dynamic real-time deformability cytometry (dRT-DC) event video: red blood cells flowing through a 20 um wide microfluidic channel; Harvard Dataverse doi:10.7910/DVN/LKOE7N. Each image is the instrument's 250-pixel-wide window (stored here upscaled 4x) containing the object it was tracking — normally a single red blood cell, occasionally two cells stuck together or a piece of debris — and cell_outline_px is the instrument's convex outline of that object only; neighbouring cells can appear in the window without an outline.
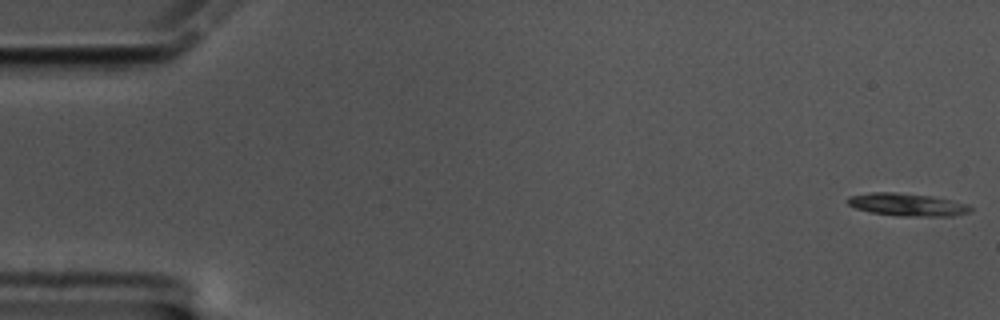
{"species": "common noctule bat (a hibernating species)", "species_latin": "Nyctalus noctula", "temperature_condition": "cold", "stored_images_in_passage": 60, "segment_of_instrument_passage": [1, 2], "camera_frame_rate_fps": 3000, "um_per_image_px": 0.085, "animal": {"sex": "male", "body_mass_g": 17.5, "forearm_length_mm": 52.3}, "frame": {"image": 1, "passage_image": 1, "time_ms": 0.0, "image_size_px": [1000, 320], "cell_outline_px": [[972, 208], [968, 212], [952, 216], [900, 216], [872, 212], [856, 208], [848, 204], [848, 196], [872, 192], [896, 192], [932, 196], [968, 204]], "centroid_in_image_um": [77.11, 17.39], "position_along_channel_um": 7.9, "area_um2": 16.07}}
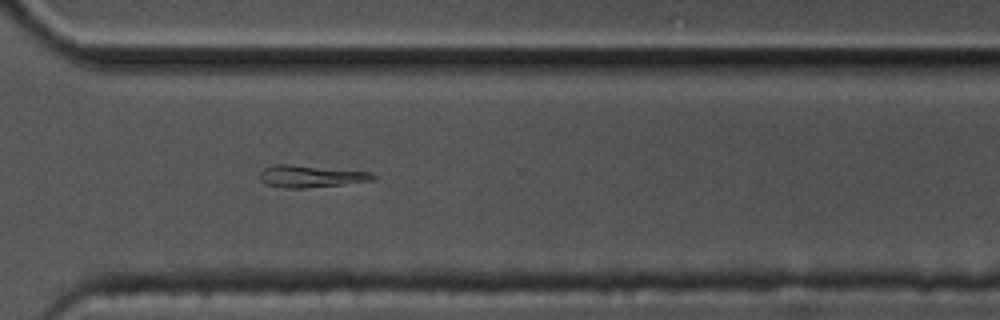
{"frame": {"image": 2, "passage_image": 43, "time_ms": 14.0, "image_size_px": [1000, 320], "cell_outline_px": [[376, 180], [304, 188], [284, 188], [264, 184], [260, 180], [260, 172], [264, 168], [272, 164], [288, 164], [372, 172], [376, 176]], "centroid_in_image_um": [26.38, 14.98], "position_along_channel_um": 344.2, "area_um2": 14.57}}
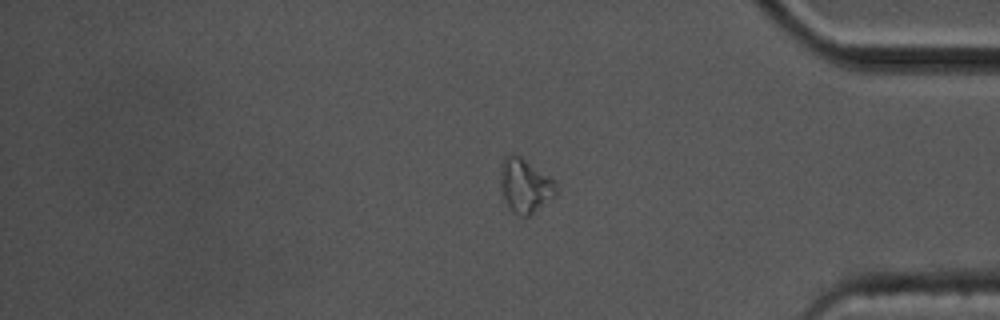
{"frame": {"image": 3, "passage_image": 49, "time_ms": 16.0, "image_size_px": [1000, 320], "cell_outline_px": [[556, 192], [552, 196], [528, 216], [520, 216], [512, 212], [508, 208], [504, 200], [500, 188], [500, 164], [504, 156], [512, 152], [520, 156], [552, 180], [556, 188]], "centroid_in_image_um": [44.51, 15.76], "position_along_channel_um": 390.7, "area_um2": 17.17}}